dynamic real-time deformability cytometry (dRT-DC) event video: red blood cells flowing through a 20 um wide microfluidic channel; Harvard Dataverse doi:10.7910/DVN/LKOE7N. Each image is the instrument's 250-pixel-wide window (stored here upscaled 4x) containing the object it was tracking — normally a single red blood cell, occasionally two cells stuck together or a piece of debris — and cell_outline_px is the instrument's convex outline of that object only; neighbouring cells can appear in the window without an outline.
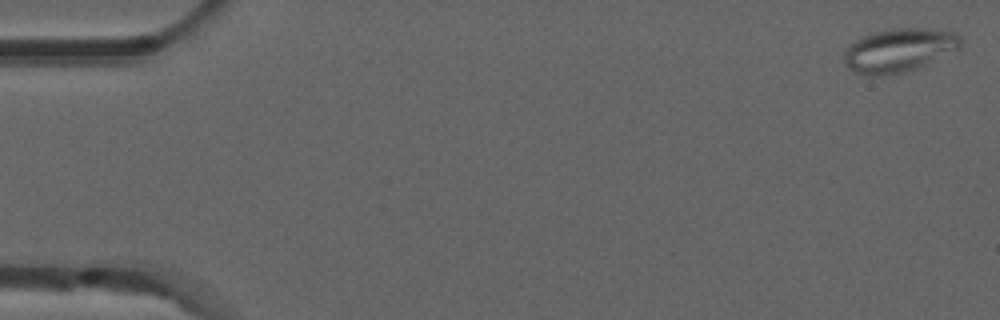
{"species": "common noctule bat (a hibernating species)", "species_latin": "Nyctalus noctula", "temperature_condition": "room temperature", "stored_images_in_passage": 3, "camera_frame_rate_fps": 3000, "um_per_image_px": 0.085, "animal": {"sex": "male", "forearm_length_mm": 52.5}, "frame": {"image": 1, "passage_image": 1, "time_ms": 0.0, "image_size_px": [1000, 320], "cell_outline_px": [[960, 48], [916, 68], [900, 72], [876, 76], [868, 76], [856, 72], [848, 68], [844, 64], [844, 52], [860, 36], [876, 32], [896, 28], [932, 28], [952, 32], [960, 36]], "centroid_in_image_um": [76.39, 4.26], "position_along_channel_um": 8.6, "area_um2": 29.19}}